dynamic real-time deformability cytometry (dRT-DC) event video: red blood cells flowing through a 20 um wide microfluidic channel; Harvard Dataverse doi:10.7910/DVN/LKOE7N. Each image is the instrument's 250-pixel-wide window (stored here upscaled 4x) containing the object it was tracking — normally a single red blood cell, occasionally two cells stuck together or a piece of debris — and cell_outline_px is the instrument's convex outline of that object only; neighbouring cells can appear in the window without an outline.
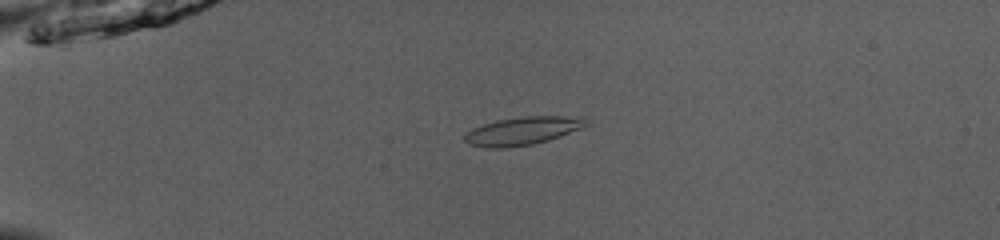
{"species": "common noctule bat (a hibernating species)", "species_latin": "Nyctalus noctula", "temperature_condition": "room temperature", "stored_images_in_passage": 52, "camera_frame_rate_fps": 3000, "um_per_image_px": 0.085, "animal": {"sex": "male", "body_mass_g": 13.0, "forearm_length_mm": 53.1}, "frame": {"image": 1, "passage_image": 14, "time_ms": 4.333, "image_size_px": [1000, 240], "cell_outline_px": [[592, 124], [560, 136], [548, 140], [532, 144], [504, 148], [484, 148], [468, 144], [464, 140], [464, 136], [472, 128], [484, 124], [500, 120], [524, 116], [588, 116]], "centroid_in_image_um": [44.51, 11.11], "position_along_channel_um": 40.5, "area_um2": 20.11}}
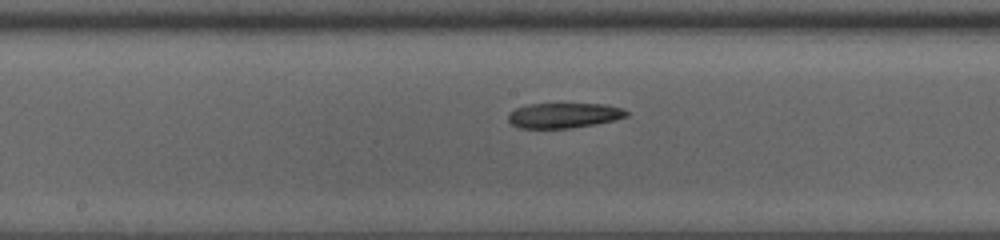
{"frame": {"image": 2, "passage_image": 29, "time_ms": 9.333, "image_size_px": [1000, 240], "cell_outline_px": [[628, 116], [596, 124], [568, 128], [520, 128], [512, 124], [508, 120], [508, 112], [516, 108], [528, 104], [604, 104], [624, 108], [628, 112]], "centroid_in_image_um": [47.92, 9.8], "position_along_channel_um": 200.3, "area_um2": 17.28}}
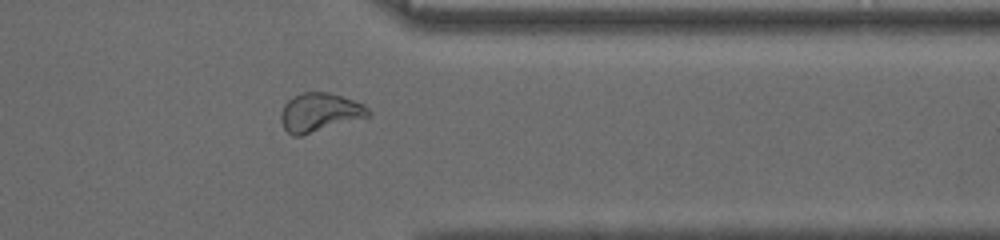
{"frame": {"image": 3, "passage_image": 43, "time_ms": 14.0, "image_size_px": [1000, 240], "cell_outline_px": [[372, 116], [300, 136], [292, 136], [284, 128], [280, 120], [280, 116], [284, 104], [292, 96], [304, 92], [328, 92], [364, 104], [372, 112]], "centroid_in_image_um": [27.18, 9.56], "position_along_channel_um": 384.2, "area_um2": 19.83}}